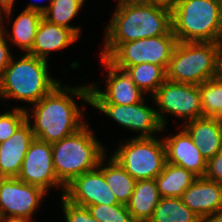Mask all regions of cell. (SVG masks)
Here are the masks:
<instances>
[{
    "instance_id": "obj_33",
    "label": "cell",
    "mask_w": 222,
    "mask_h": 222,
    "mask_svg": "<svg viewBox=\"0 0 222 222\" xmlns=\"http://www.w3.org/2000/svg\"><path fill=\"white\" fill-rule=\"evenodd\" d=\"M140 2L172 12L176 6L177 0H141Z\"/></svg>"
},
{
    "instance_id": "obj_8",
    "label": "cell",
    "mask_w": 222,
    "mask_h": 222,
    "mask_svg": "<svg viewBox=\"0 0 222 222\" xmlns=\"http://www.w3.org/2000/svg\"><path fill=\"white\" fill-rule=\"evenodd\" d=\"M177 42L171 29L166 35L121 43L106 59L121 70L133 65L151 63L162 66L167 71Z\"/></svg>"
},
{
    "instance_id": "obj_14",
    "label": "cell",
    "mask_w": 222,
    "mask_h": 222,
    "mask_svg": "<svg viewBox=\"0 0 222 222\" xmlns=\"http://www.w3.org/2000/svg\"><path fill=\"white\" fill-rule=\"evenodd\" d=\"M100 58L102 66L108 70V78L102 91L98 83L90 84V103L131 105L141 102L145 93L137 87L127 72L116 68L106 58Z\"/></svg>"
},
{
    "instance_id": "obj_25",
    "label": "cell",
    "mask_w": 222,
    "mask_h": 222,
    "mask_svg": "<svg viewBox=\"0 0 222 222\" xmlns=\"http://www.w3.org/2000/svg\"><path fill=\"white\" fill-rule=\"evenodd\" d=\"M124 70L141 91L150 93L151 96L167 80V71L162 66L151 63L133 65Z\"/></svg>"
},
{
    "instance_id": "obj_24",
    "label": "cell",
    "mask_w": 222,
    "mask_h": 222,
    "mask_svg": "<svg viewBox=\"0 0 222 222\" xmlns=\"http://www.w3.org/2000/svg\"><path fill=\"white\" fill-rule=\"evenodd\" d=\"M107 166H103V175L107 185L115 195L117 201L126 205L134 192L136 180L125 169L110 157Z\"/></svg>"
},
{
    "instance_id": "obj_9",
    "label": "cell",
    "mask_w": 222,
    "mask_h": 222,
    "mask_svg": "<svg viewBox=\"0 0 222 222\" xmlns=\"http://www.w3.org/2000/svg\"><path fill=\"white\" fill-rule=\"evenodd\" d=\"M158 108V119L166 128L165 114L180 117L184 123L203 117L199 85L176 83L166 80L151 96Z\"/></svg>"
},
{
    "instance_id": "obj_20",
    "label": "cell",
    "mask_w": 222,
    "mask_h": 222,
    "mask_svg": "<svg viewBox=\"0 0 222 222\" xmlns=\"http://www.w3.org/2000/svg\"><path fill=\"white\" fill-rule=\"evenodd\" d=\"M160 199L156 179L139 180L126 207L135 222H148Z\"/></svg>"
},
{
    "instance_id": "obj_19",
    "label": "cell",
    "mask_w": 222,
    "mask_h": 222,
    "mask_svg": "<svg viewBox=\"0 0 222 222\" xmlns=\"http://www.w3.org/2000/svg\"><path fill=\"white\" fill-rule=\"evenodd\" d=\"M79 37L69 28L48 22L42 18L34 39L33 47L28 53L48 60L52 51H60L75 43Z\"/></svg>"
},
{
    "instance_id": "obj_32",
    "label": "cell",
    "mask_w": 222,
    "mask_h": 222,
    "mask_svg": "<svg viewBox=\"0 0 222 222\" xmlns=\"http://www.w3.org/2000/svg\"><path fill=\"white\" fill-rule=\"evenodd\" d=\"M13 55L10 52V47L6 38V35L0 29V77L5 68L11 62Z\"/></svg>"
},
{
    "instance_id": "obj_28",
    "label": "cell",
    "mask_w": 222,
    "mask_h": 222,
    "mask_svg": "<svg viewBox=\"0 0 222 222\" xmlns=\"http://www.w3.org/2000/svg\"><path fill=\"white\" fill-rule=\"evenodd\" d=\"M92 217L98 222H135L124 204L88 206Z\"/></svg>"
},
{
    "instance_id": "obj_40",
    "label": "cell",
    "mask_w": 222,
    "mask_h": 222,
    "mask_svg": "<svg viewBox=\"0 0 222 222\" xmlns=\"http://www.w3.org/2000/svg\"><path fill=\"white\" fill-rule=\"evenodd\" d=\"M3 98V92H2V84H1V77H0V99Z\"/></svg>"
},
{
    "instance_id": "obj_22",
    "label": "cell",
    "mask_w": 222,
    "mask_h": 222,
    "mask_svg": "<svg viewBox=\"0 0 222 222\" xmlns=\"http://www.w3.org/2000/svg\"><path fill=\"white\" fill-rule=\"evenodd\" d=\"M85 0H51L49 5L29 3L25 10H35L43 14L48 22L71 29L80 38V27L70 25L71 20L79 14Z\"/></svg>"
},
{
    "instance_id": "obj_31",
    "label": "cell",
    "mask_w": 222,
    "mask_h": 222,
    "mask_svg": "<svg viewBox=\"0 0 222 222\" xmlns=\"http://www.w3.org/2000/svg\"><path fill=\"white\" fill-rule=\"evenodd\" d=\"M206 179L222 184V149L207 161Z\"/></svg>"
},
{
    "instance_id": "obj_4",
    "label": "cell",
    "mask_w": 222,
    "mask_h": 222,
    "mask_svg": "<svg viewBox=\"0 0 222 222\" xmlns=\"http://www.w3.org/2000/svg\"><path fill=\"white\" fill-rule=\"evenodd\" d=\"M89 127L86 123L77 132L51 144L56 176L65 187L74 178L96 169L106 154L104 145Z\"/></svg>"
},
{
    "instance_id": "obj_3",
    "label": "cell",
    "mask_w": 222,
    "mask_h": 222,
    "mask_svg": "<svg viewBox=\"0 0 222 222\" xmlns=\"http://www.w3.org/2000/svg\"><path fill=\"white\" fill-rule=\"evenodd\" d=\"M178 42L222 41L221 0H177L171 12Z\"/></svg>"
},
{
    "instance_id": "obj_26",
    "label": "cell",
    "mask_w": 222,
    "mask_h": 222,
    "mask_svg": "<svg viewBox=\"0 0 222 222\" xmlns=\"http://www.w3.org/2000/svg\"><path fill=\"white\" fill-rule=\"evenodd\" d=\"M148 222H200L181 198H161Z\"/></svg>"
},
{
    "instance_id": "obj_2",
    "label": "cell",
    "mask_w": 222,
    "mask_h": 222,
    "mask_svg": "<svg viewBox=\"0 0 222 222\" xmlns=\"http://www.w3.org/2000/svg\"><path fill=\"white\" fill-rule=\"evenodd\" d=\"M116 6L106 27L100 57L106 58L121 43L166 35L172 29L171 12L168 10L140 1Z\"/></svg>"
},
{
    "instance_id": "obj_21",
    "label": "cell",
    "mask_w": 222,
    "mask_h": 222,
    "mask_svg": "<svg viewBox=\"0 0 222 222\" xmlns=\"http://www.w3.org/2000/svg\"><path fill=\"white\" fill-rule=\"evenodd\" d=\"M42 18L43 14L38 11L23 9L13 21L11 33L5 29L4 20L0 22V29L6 35L7 40L11 41L13 45L16 44L24 52L29 53L33 47L37 29Z\"/></svg>"
},
{
    "instance_id": "obj_27",
    "label": "cell",
    "mask_w": 222,
    "mask_h": 222,
    "mask_svg": "<svg viewBox=\"0 0 222 222\" xmlns=\"http://www.w3.org/2000/svg\"><path fill=\"white\" fill-rule=\"evenodd\" d=\"M203 117L222 119V80L209 79L199 85Z\"/></svg>"
},
{
    "instance_id": "obj_23",
    "label": "cell",
    "mask_w": 222,
    "mask_h": 222,
    "mask_svg": "<svg viewBox=\"0 0 222 222\" xmlns=\"http://www.w3.org/2000/svg\"><path fill=\"white\" fill-rule=\"evenodd\" d=\"M196 178L191 171L166 162L162 173L155 179L161 198H181Z\"/></svg>"
},
{
    "instance_id": "obj_10",
    "label": "cell",
    "mask_w": 222,
    "mask_h": 222,
    "mask_svg": "<svg viewBox=\"0 0 222 222\" xmlns=\"http://www.w3.org/2000/svg\"><path fill=\"white\" fill-rule=\"evenodd\" d=\"M145 98L131 105H119L114 103H90L89 105L106 114L122 127L131 131L139 132L136 138L155 137L164 130L161 125L156 109L146 105ZM141 132V133H140Z\"/></svg>"
},
{
    "instance_id": "obj_18",
    "label": "cell",
    "mask_w": 222,
    "mask_h": 222,
    "mask_svg": "<svg viewBox=\"0 0 222 222\" xmlns=\"http://www.w3.org/2000/svg\"><path fill=\"white\" fill-rule=\"evenodd\" d=\"M182 124L206 161L222 149V119L201 117Z\"/></svg>"
},
{
    "instance_id": "obj_13",
    "label": "cell",
    "mask_w": 222,
    "mask_h": 222,
    "mask_svg": "<svg viewBox=\"0 0 222 222\" xmlns=\"http://www.w3.org/2000/svg\"><path fill=\"white\" fill-rule=\"evenodd\" d=\"M47 195L42 188L24 183L17 177L0 178V217L16 216L32 220Z\"/></svg>"
},
{
    "instance_id": "obj_16",
    "label": "cell",
    "mask_w": 222,
    "mask_h": 222,
    "mask_svg": "<svg viewBox=\"0 0 222 222\" xmlns=\"http://www.w3.org/2000/svg\"><path fill=\"white\" fill-rule=\"evenodd\" d=\"M166 148V162L191 171L197 177H204L207 161L199 148L193 143L191 136L182 127L174 136L163 138Z\"/></svg>"
},
{
    "instance_id": "obj_5",
    "label": "cell",
    "mask_w": 222,
    "mask_h": 222,
    "mask_svg": "<svg viewBox=\"0 0 222 222\" xmlns=\"http://www.w3.org/2000/svg\"><path fill=\"white\" fill-rule=\"evenodd\" d=\"M48 69L47 60L28 53L17 61L12 57L1 75L4 99L37 103L60 83L51 78Z\"/></svg>"
},
{
    "instance_id": "obj_15",
    "label": "cell",
    "mask_w": 222,
    "mask_h": 222,
    "mask_svg": "<svg viewBox=\"0 0 222 222\" xmlns=\"http://www.w3.org/2000/svg\"><path fill=\"white\" fill-rule=\"evenodd\" d=\"M27 119L5 142L0 143V178H14L20 173L22 163L31 141L34 139L30 125V112Z\"/></svg>"
},
{
    "instance_id": "obj_39",
    "label": "cell",
    "mask_w": 222,
    "mask_h": 222,
    "mask_svg": "<svg viewBox=\"0 0 222 222\" xmlns=\"http://www.w3.org/2000/svg\"><path fill=\"white\" fill-rule=\"evenodd\" d=\"M136 1H141V0H118L117 2V4H119V3H123V2H136Z\"/></svg>"
},
{
    "instance_id": "obj_36",
    "label": "cell",
    "mask_w": 222,
    "mask_h": 222,
    "mask_svg": "<svg viewBox=\"0 0 222 222\" xmlns=\"http://www.w3.org/2000/svg\"><path fill=\"white\" fill-rule=\"evenodd\" d=\"M200 222H222V211L200 218Z\"/></svg>"
},
{
    "instance_id": "obj_6",
    "label": "cell",
    "mask_w": 222,
    "mask_h": 222,
    "mask_svg": "<svg viewBox=\"0 0 222 222\" xmlns=\"http://www.w3.org/2000/svg\"><path fill=\"white\" fill-rule=\"evenodd\" d=\"M218 45L217 42H177L167 68V80L200 85L213 79Z\"/></svg>"
},
{
    "instance_id": "obj_17",
    "label": "cell",
    "mask_w": 222,
    "mask_h": 222,
    "mask_svg": "<svg viewBox=\"0 0 222 222\" xmlns=\"http://www.w3.org/2000/svg\"><path fill=\"white\" fill-rule=\"evenodd\" d=\"M181 199L199 218L212 215L222 211V184L197 177Z\"/></svg>"
},
{
    "instance_id": "obj_38",
    "label": "cell",
    "mask_w": 222,
    "mask_h": 222,
    "mask_svg": "<svg viewBox=\"0 0 222 222\" xmlns=\"http://www.w3.org/2000/svg\"><path fill=\"white\" fill-rule=\"evenodd\" d=\"M3 14H5V9L1 6L0 4V22L2 21V18H3Z\"/></svg>"
},
{
    "instance_id": "obj_30",
    "label": "cell",
    "mask_w": 222,
    "mask_h": 222,
    "mask_svg": "<svg viewBox=\"0 0 222 222\" xmlns=\"http://www.w3.org/2000/svg\"><path fill=\"white\" fill-rule=\"evenodd\" d=\"M61 201L66 222H98L86 207L72 204L63 196H61Z\"/></svg>"
},
{
    "instance_id": "obj_11",
    "label": "cell",
    "mask_w": 222,
    "mask_h": 222,
    "mask_svg": "<svg viewBox=\"0 0 222 222\" xmlns=\"http://www.w3.org/2000/svg\"><path fill=\"white\" fill-rule=\"evenodd\" d=\"M17 178L47 193L50 188L59 187L64 194L65 186L57 179L53 165L52 145L38 138L31 141Z\"/></svg>"
},
{
    "instance_id": "obj_1",
    "label": "cell",
    "mask_w": 222,
    "mask_h": 222,
    "mask_svg": "<svg viewBox=\"0 0 222 222\" xmlns=\"http://www.w3.org/2000/svg\"><path fill=\"white\" fill-rule=\"evenodd\" d=\"M90 104V85L66 87L59 83L50 93L33 104L30 122L34 138L49 144L77 132L86 121L74 98Z\"/></svg>"
},
{
    "instance_id": "obj_29",
    "label": "cell",
    "mask_w": 222,
    "mask_h": 222,
    "mask_svg": "<svg viewBox=\"0 0 222 222\" xmlns=\"http://www.w3.org/2000/svg\"><path fill=\"white\" fill-rule=\"evenodd\" d=\"M26 119L24 107H15L11 111L0 114V143L10 138Z\"/></svg>"
},
{
    "instance_id": "obj_7",
    "label": "cell",
    "mask_w": 222,
    "mask_h": 222,
    "mask_svg": "<svg viewBox=\"0 0 222 222\" xmlns=\"http://www.w3.org/2000/svg\"><path fill=\"white\" fill-rule=\"evenodd\" d=\"M120 145L111 157L136 181L155 179L162 173L166 163L163 139L134 137Z\"/></svg>"
},
{
    "instance_id": "obj_37",
    "label": "cell",
    "mask_w": 222,
    "mask_h": 222,
    "mask_svg": "<svg viewBox=\"0 0 222 222\" xmlns=\"http://www.w3.org/2000/svg\"><path fill=\"white\" fill-rule=\"evenodd\" d=\"M33 220L24 218V217H16V216H1L0 222H32Z\"/></svg>"
},
{
    "instance_id": "obj_34",
    "label": "cell",
    "mask_w": 222,
    "mask_h": 222,
    "mask_svg": "<svg viewBox=\"0 0 222 222\" xmlns=\"http://www.w3.org/2000/svg\"><path fill=\"white\" fill-rule=\"evenodd\" d=\"M215 78L222 80V41L218 45V51L216 55Z\"/></svg>"
},
{
    "instance_id": "obj_35",
    "label": "cell",
    "mask_w": 222,
    "mask_h": 222,
    "mask_svg": "<svg viewBox=\"0 0 222 222\" xmlns=\"http://www.w3.org/2000/svg\"><path fill=\"white\" fill-rule=\"evenodd\" d=\"M14 1L15 0H0L1 6L5 9V15H3L2 21L5 17L10 20Z\"/></svg>"
},
{
    "instance_id": "obj_12",
    "label": "cell",
    "mask_w": 222,
    "mask_h": 222,
    "mask_svg": "<svg viewBox=\"0 0 222 222\" xmlns=\"http://www.w3.org/2000/svg\"><path fill=\"white\" fill-rule=\"evenodd\" d=\"M106 155L100 160L96 169L74 178L64 190L63 197L72 204L88 207L91 205L120 204L106 183L103 175V163Z\"/></svg>"
}]
</instances>
